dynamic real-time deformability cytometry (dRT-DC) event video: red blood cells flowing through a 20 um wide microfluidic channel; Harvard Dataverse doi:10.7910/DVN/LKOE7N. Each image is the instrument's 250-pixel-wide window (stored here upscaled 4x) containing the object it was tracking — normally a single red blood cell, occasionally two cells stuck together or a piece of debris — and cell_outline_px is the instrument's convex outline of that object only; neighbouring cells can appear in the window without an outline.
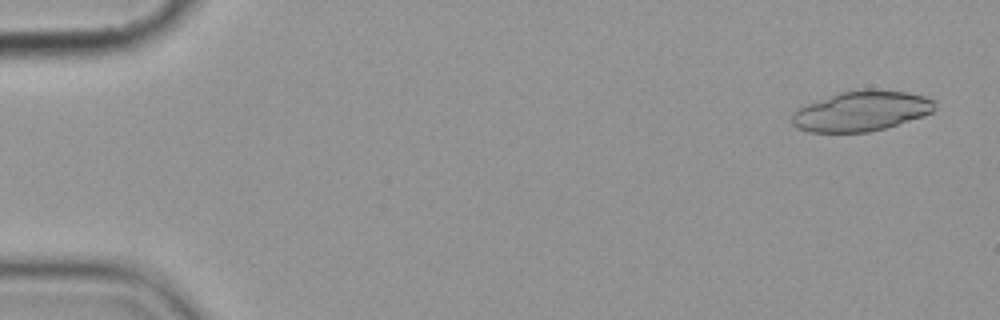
{"species": "common noctule bat (a hibernating species)", "species_latin": "Nyctalus noctula", "temperature_condition": "cold", "stored_images_in_passage": 4, "camera_frame_rate_fps": 3000, "um_per_image_px": 0.085, "animal": {"sex": "female", "body_mass_g": 19.9}, "frame": {"image": 1, "passage_image": 1, "time_ms": 0.0, "image_size_px": [1000, 320], "cell_outline_px": [[936, 108], [932, 112], [924, 116], [884, 128], [868, 132], [808, 132], [796, 128], [792, 124], [792, 112], [808, 104], [840, 92], [904, 92], [924, 96], [936, 100]], "centroid_in_image_um": [73.21, 9.49], "position_along_channel_um": 11.8, "area_um2": 32.43}}